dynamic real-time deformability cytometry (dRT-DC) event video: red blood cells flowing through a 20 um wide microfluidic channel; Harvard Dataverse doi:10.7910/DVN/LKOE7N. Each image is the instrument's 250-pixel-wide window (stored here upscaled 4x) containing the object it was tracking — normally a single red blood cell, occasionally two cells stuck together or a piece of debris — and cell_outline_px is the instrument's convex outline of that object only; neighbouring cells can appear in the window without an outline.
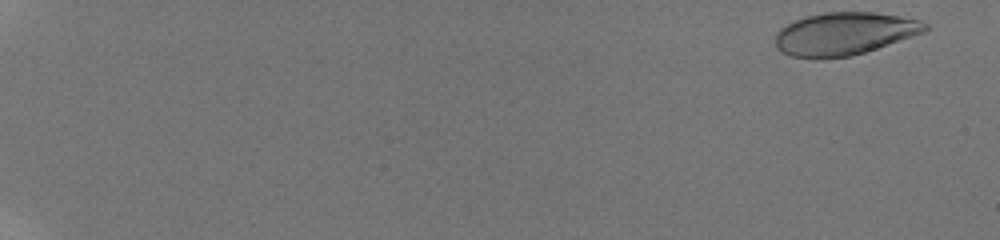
{"species": "human", "species_latin": "Homo sapiens", "temperature_condition": "room temperature", "stored_images_in_passage": 38, "camera_frame_rate_fps": 3000, "um_per_image_px": 0.085, "donor": {"sex": "male"}, "frame": {"image": 1, "passage_image": 4, "time_ms": 0.333, "image_size_px": [1000, 240], "cell_outline_px": [[932, 28], [924, 32], [852, 56], [792, 56], [776, 48], [776, 32], [780, 28], [792, 20], [804, 16], [824, 12], [876, 12], [900, 16], [920, 20], [928, 24]], "centroid_in_image_um": [71.79, 2.82], "position_along_channel_um": 13.2, "area_um2": 36.82}}